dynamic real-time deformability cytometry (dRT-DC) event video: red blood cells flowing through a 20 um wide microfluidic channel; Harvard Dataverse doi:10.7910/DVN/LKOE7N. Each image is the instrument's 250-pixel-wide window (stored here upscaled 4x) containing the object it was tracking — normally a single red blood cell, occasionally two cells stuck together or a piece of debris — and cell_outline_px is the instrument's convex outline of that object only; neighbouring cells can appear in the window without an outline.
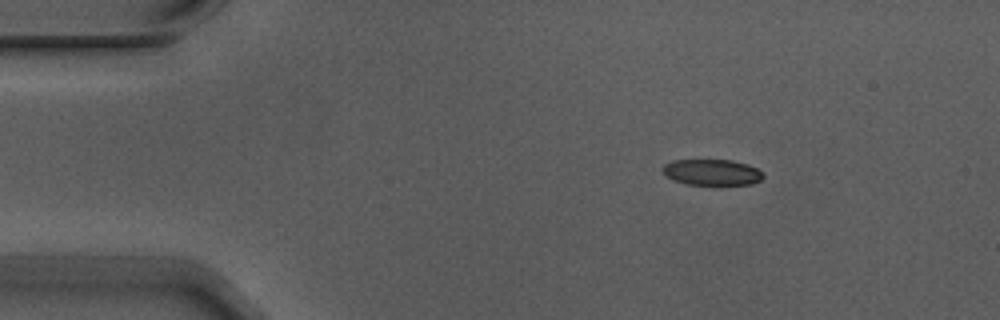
{"species": "Egyptian fruit bat (a non-hibernating species)", "species_latin": "Rousettus aegyptiacus", "temperature_condition": "warm", "stored_images_in_passage": 6, "camera_frame_rate_fps": 3000, "um_per_image_px": 0.085, "animal": {"sex": "male"}, "frame": {"image": 1, "passage_image": 3, "time_ms": 0.667, "image_size_px": [1000, 320], "cell_outline_px": [[764, 176], [760, 180], [752, 184], [684, 184], [672, 180], [664, 176], [664, 164], [672, 160], [732, 160], [748, 164], [764, 172]], "centroid_in_image_um": [60.51, 14.64], "position_along_channel_um": 24.5, "area_um2": 15.26}}
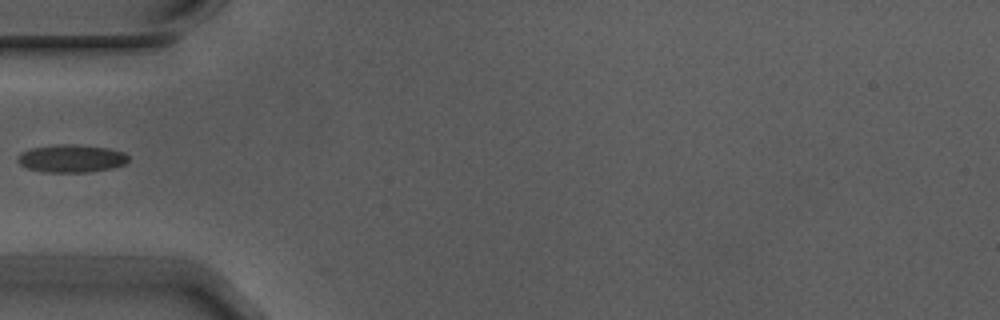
{"frame": {"image": 2, "passage_image": 6, "time_ms": 1.667, "image_size_px": [1000, 320], "cell_outline_px": [[128, 160], [124, 164], [112, 168], [88, 172], [44, 172], [28, 168], [20, 164], [16, 160], [24, 152], [32, 148], [56, 144], [76, 144], [108, 148], [124, 152], [128, 156]], "centroid_in_image_um": [6.09, 13.47], "position_along_channel_um": 78.9, "area_um2": 17.8}}